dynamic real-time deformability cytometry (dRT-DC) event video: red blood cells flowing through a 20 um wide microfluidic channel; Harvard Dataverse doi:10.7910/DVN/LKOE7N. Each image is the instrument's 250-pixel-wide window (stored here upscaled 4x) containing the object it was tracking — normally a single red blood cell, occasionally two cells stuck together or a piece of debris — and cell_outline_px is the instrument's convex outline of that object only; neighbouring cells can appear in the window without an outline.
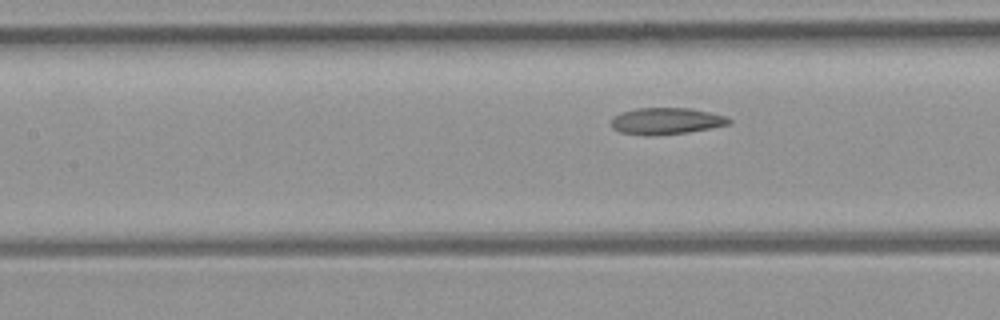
{"species": "common noctule bat (a hibernating species)", "species_latin": "Nyctalus noctula", "temperature_condition": "room temperature", "stored_images_in_passage": 6, "camera_frame_rate_fps": 3000, "um_per_image_px": 0.085, "animal": {"sex": "female", "body_mass_g": 21.9}, "frame": {"image": 1, "passage_image": 6, "time_ms": 5.667, "image_size_px": [1000, 320], "cell_outline_px": [[732, 124], [688, 132], [652, 136], [648, 136], [620, 132], [612, 128], [612, 116], [620, 112], [636, 108], [688, 108], [708, 112], [724, 116], [732, 120]], "centroid_in_image_um": [56.6, 10.29], "position_along_channel_um": 150.8, "area_um2": 18.32}}